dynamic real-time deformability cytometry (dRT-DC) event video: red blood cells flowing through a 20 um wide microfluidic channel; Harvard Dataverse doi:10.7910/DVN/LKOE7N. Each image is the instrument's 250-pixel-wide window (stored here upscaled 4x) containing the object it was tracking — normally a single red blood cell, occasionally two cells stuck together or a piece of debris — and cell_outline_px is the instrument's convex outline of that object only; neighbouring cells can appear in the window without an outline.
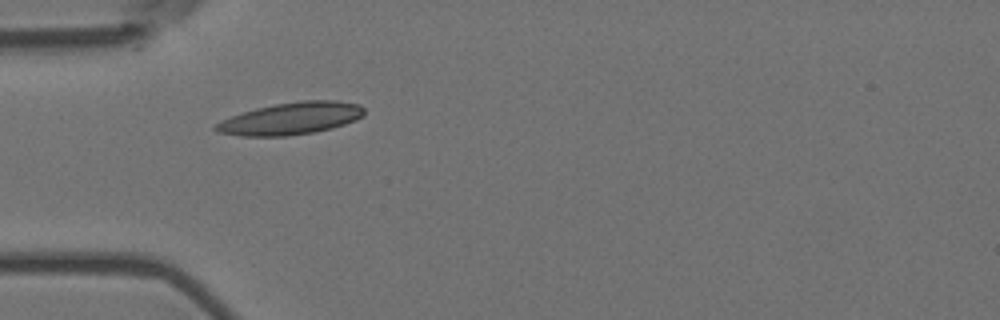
{"species": "Egyptian fruit bat (a non-hibernating species)", "species_latin": "Rousettus aegyptiacus", "temperature_condition": "room temperature", "stored_images_in_passage": 5, "camera_frame_rate_fps": 3000, "um_per_image_px": 0.085, "animal": {"sex": "female"}, "frame": {"image": 1, "passage_image": 4, "time_ms": 1.0, "image_size_px": [1000, 320], "cell_outline_px": [[364, 116], [356, 120], [332, 128], [316, 132], [288, 136], [240, 136], [216, 132], [212, 128], [220, 120], [256, 108], [276, 104], [304, 100], [336, 100], [360, 104], [364, 108]], "centroid_in_image_um": [24.74, 10.08], "position_along_channel_um": 60.3, "area_um2": 27.98}}
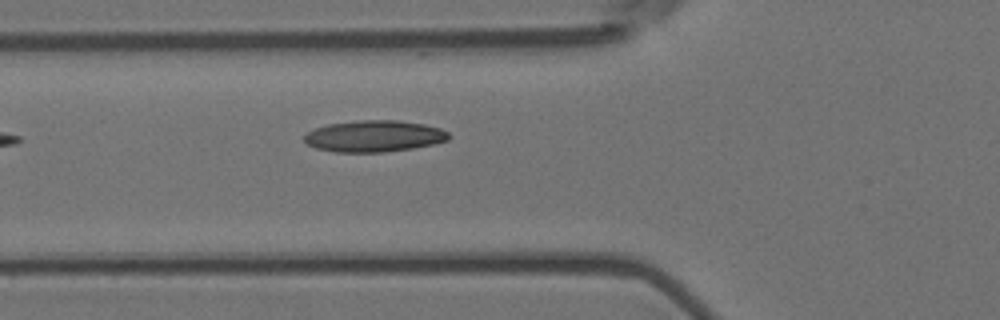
{"frame": {"image": 2, "passage_image": 5, "time_ms": 1.333, "image_size_px": [1000, 320], "cell_outline_px": [[452, 136], [448, 140], [436, 144], [412, 148], [384, 152], [336, 152], [316, 148], [308, 144], [304, 140], [304, 136], [308, 132], [316, 128], [328, 124], [356, 120], [396, 120], [424, 124], [440, 128], [448, 132]], "centroid_in_image_um": [31.84, 11.57], "position_along_channel_um": 94.0, "area_um2": 26.59}}